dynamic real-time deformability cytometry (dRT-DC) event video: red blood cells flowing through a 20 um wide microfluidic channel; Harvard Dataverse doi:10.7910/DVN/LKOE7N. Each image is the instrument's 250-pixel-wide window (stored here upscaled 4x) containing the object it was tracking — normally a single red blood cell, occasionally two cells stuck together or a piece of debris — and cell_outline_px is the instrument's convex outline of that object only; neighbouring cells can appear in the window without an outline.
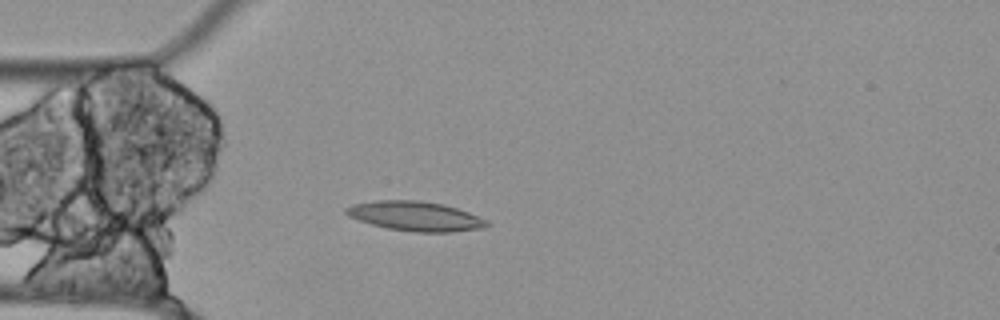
{"species": "Egyptian fruit bat (a non-hibernating species)", "species_latin": "Rousettus aegyptiacus", "temperature_condition": "cold", "stored_images_in_passage": 56, "camera_frame_rate_fps": 3000, "um_per_image_px": 0.085, "animal": {"sex": "female"}, "frame": {"image": 1, "passage_image": 15, "time_ms": 4.667, "image_size_px": [1000, 320], "cell_outline_px": [[488, 224], [484, 228], [452, 232], [416, 232], [388, 228], [372, 224], [348, 216], [344, 212], [344, 208], [352, 204], [376, 200], [416, 200], [444, 204], [468, 212], [488, 220]], "centroid_in_image_um": [35.3, 18.37], "position_along_channel_um": 49.7, "area_um2": 24.16}}
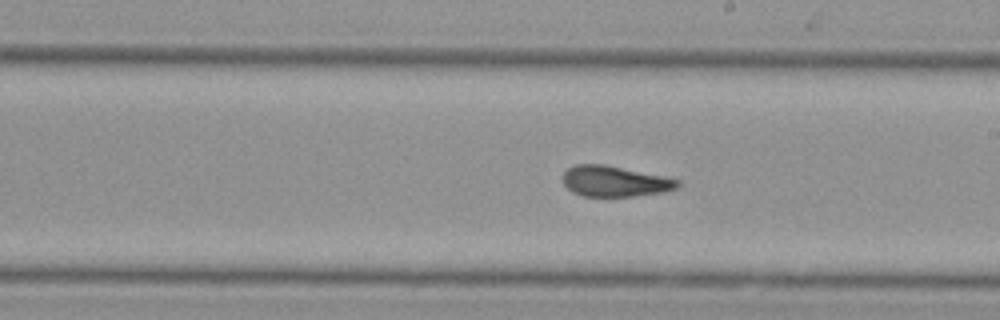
{"frame": {"image": 2, "passage_image": 31, "time_ms": 10.0, "image_size_px": [1000, 320], "cell_outline_px": [[680, 188], [664, 192], [632, 196], [584, 196], [572, 192], [564, 184], [560, 176], [568, 168], [576, 164], [604, 164], [664, 176], [680, 180]], "centroid_in_image_um": [52.25, 15.4], "position_along_channel_um": 236.7, "area_um2": 20.69}}
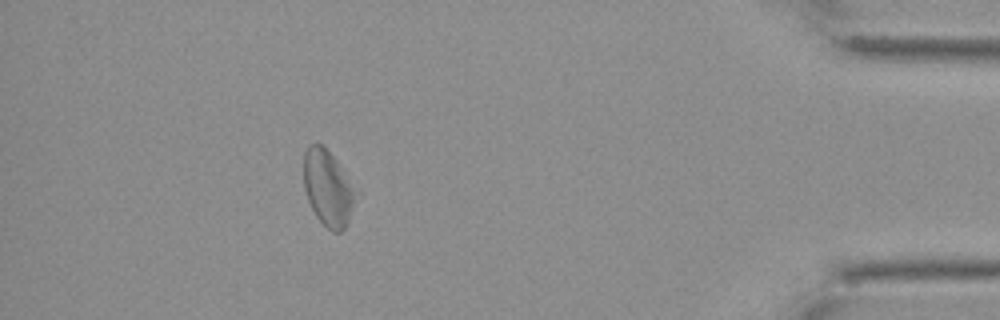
{"frame": {"image": 3, "passage_image": 50, "time_ms": 16.333, "image_size_px": [1000, 320], "cell_outline_px": [[352, 200], [348, 220], [344, 228], [340, 232], [332, 232], [316, 216], [308, 200], [304, 188], [304, 152], [308, 144], [316, 140], [324, 144], [336, 160], [352, 192]], "centroid_in_image_um": [27.75, 15.91], "position_along_channel_um": 407.4, "area_um2": 21.91}, "authors_computed_cell_mechanics": {"area_um2": 22.542, "velocity_mm_per_s": 3.4918, "shape_relaxation_time_tau1_ms": null, "shape_relaxation_time_tau2_ms": 3.6596, "deformation_change_tau1": null, "deformation_change_tau2": 0.1162}}